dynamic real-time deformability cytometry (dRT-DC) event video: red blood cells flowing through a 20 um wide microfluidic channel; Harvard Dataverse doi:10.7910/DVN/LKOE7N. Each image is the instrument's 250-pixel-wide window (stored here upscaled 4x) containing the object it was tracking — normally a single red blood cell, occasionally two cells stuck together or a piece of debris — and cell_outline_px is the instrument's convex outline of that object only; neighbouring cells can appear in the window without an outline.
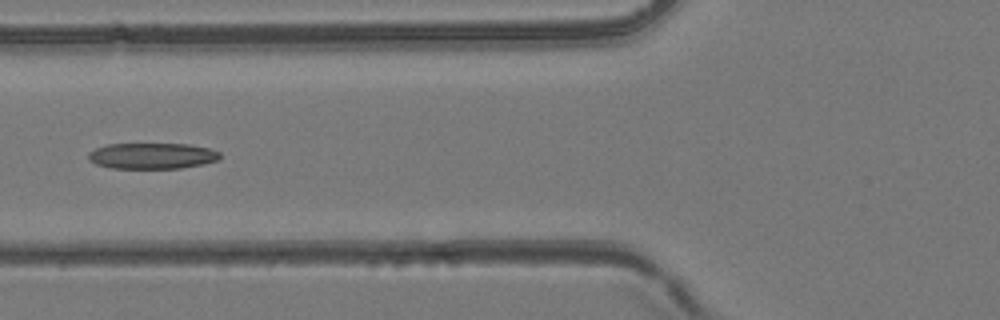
{"species": "common noctule bat (a hibernating species)", "species_latin": "Nyctalus noctula", "temperature_condition": "room temperature", "stored_images_in_passage": 35, "camera_frame_rate_fps": 3000, "um_per_image_px": 0.085, "animal": {"sex": "female", "body_mass_g": 24.6, "forearm_length_mm": 56.2}, "frame": {"image": 1, "passage_image": 11, "time_ms": 3.333, "image_size_px": [1000, 320], "cell_outline_px": [[220, 156], [216, 160], [204, 164], [180, 168], [108, 168], [96, 164], [88, 160], [88, 152], [96, 148], [108, 144], [188, 144], [208, 148], [220, 152]], "centroid_in_image_um": [12.89, 13.25], "position_along_channel_um": 112.9, "area_um2": 19.88}}
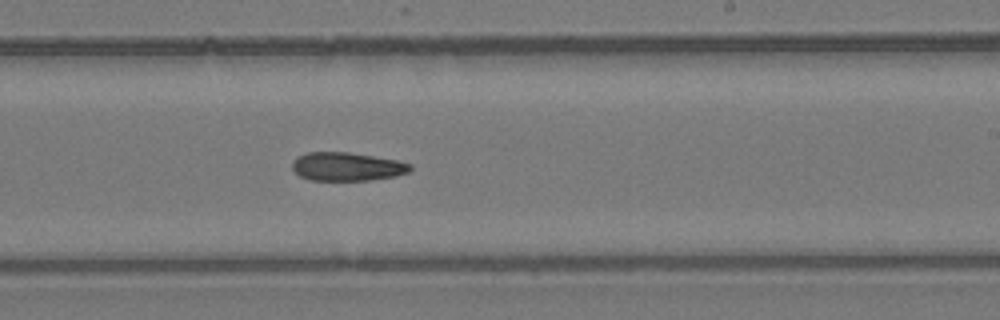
{"frame": {"image": 2, "passage_image": 21, "time_ms": 6.667, "image_size_px": [1000, 320], "cell_outline_px": [[412, 168], [408, 172], [396, 176], [368, 180], [312, 180], [300, 176], [292, 168], [292, 160], [296, 156], [308, 152], [348, 152], [396, 160], [412, 164]], "centroid_in_image_um": [29.47, 14.15], "position_along_channel_um": 259.5, "area_um2": 19.54}}
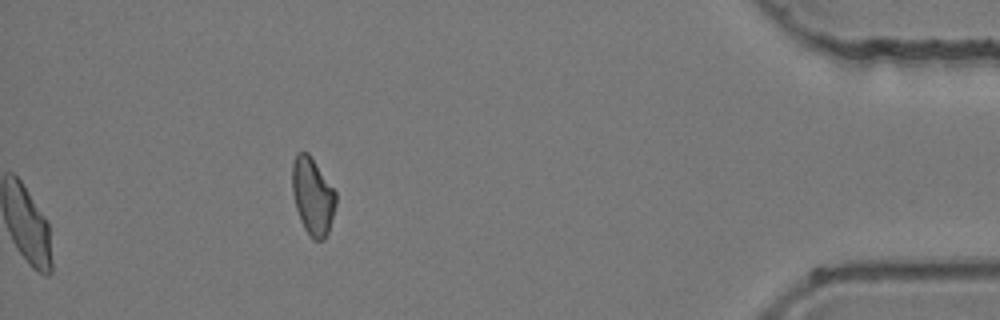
{"frame": {"image": 3, "passage_image": 35, "time_ms": 11.333, "image_size_px": [1000, 320], "cell_outline_px": [[336, 204], [328, 232], [324, 240], [312, 240], [304, 228], [300, 220], [296, 208], [292, 192], [292, 160], [296, 152], [308, 152], [336, 192]], "centroid_in_image_um": [26.56, 16.67], "position_along_channel_um": 408.6, "area_um2": 19.71}}